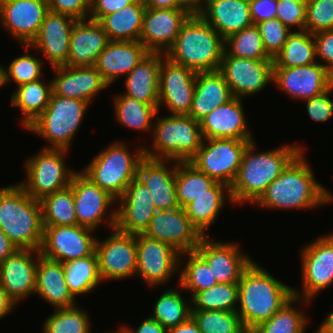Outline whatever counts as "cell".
Instances as JSON below:
<instances>
[{
	"label": "cell",
	"instance_id": "cell-1",
	"mask_svg": "<svg viewBox=\"0 0 333 333\" xmlns=\"http://www.w3.org/2000/svg\"><path fill=\"white\" fill-rule=\"evenodd\" d=\"M302 150L254 203L270 209H313L333 202L332 192L315 179Z\"/></svg>",
	"mask_w": 333,
	"mask_h": 333
},
{
	"label": "cell",
	"instance_id": "cell-2",
	"mask_svg": "<svg viewBox=\"0 0 333 333\" xmlns=\"http://www.w3.org/2000/svg\"><path fill=\"white\" fill-rule=\"evenodd\" d=\"M293 297V287L276 279L254 259L242 272L238 282L237 313L245 330L270 319Z\"/></svg>",
	"mask_w": 333,
	"mask_h": 333
},
{
	"label": "cell",
	"instance_id": "cell-3",
	"mask_svg": "<svg viewBox=\"0 0 333 333\" xmlns=\"http://www.w3.org/2000/svg\"><path fill=\"white\" fill-rule=\"evenodd\" d=\"M256 147L254 140L249 142L237 176L230 186L232 203L235 205L247 202L254 204L287 165L302 150L305 151L299 144H285L264 152H257Z\"/></svg>",
	"mask_w": 333,
	"mask_h": 333
},
{
	"label": "cell",
	"instance_id": "cell-4",
	"mask_svg": "<svg viewBox=\"0 0 333 333\" xmlns=\"http://www.w3.org/2000/svg\"><path fill=\"white\" fill-rule=\"evenodd\" d=\"M0 229L17 249L40 250L42 246L41 202L18 183L0 188Z\"/></svg>",
	"mask_w": 333,
	"mask_h": 333
},
{
	"label": "cell",
	"instance_id": "cell-5",
	"mask_svg": "<svg viewBox=\"0 0 333 333\" xmlns=\"http://www.w3.org/2000/svg\"><path fill=\"white\" fill-rule=\"evenodd\" d=\"M225 39L199 14L183 23L165 56L195 72L217 71L225 51Z\"/></svg>",
	"mask_w": 333,
	"mask_h": 333
},
{
	"label": "cell",
	"instance_id": "cell-6",
	"mask_svg": "<svg viewBox=\"0 0 333 333\" xmlns=\"http://www.w3.org/2000/svg\"><path fill=\"white\" fill-rule=\"evenodd\" d=\"M151 147L144 155L156 160L189 162L202 145L200 122L189 115H169L153 119Z\"/></svg>",
	"mask_w": 333,
	"mask_h": 333
},
{
	"label": "cell",
	"instance_id": "cell-7",
	"mask_svg": "<svg viewBox=\"0 0 333 333\" xmlns=\"http://www.w3.org/2000/svg\"><path fill=\"white\" fill-rule=\"evenodd\" d=\"M144 147L130 152L124 142L115 141L101 150L82 172L118 200L137 177L138 165L145 157Z\"/></svg>",
	"mask_w": 333,
	"mask_h": 333
},
{
	"label": "cell",
	"instance_id": "cell-8",
	"mask_svg": "<svg viewBox=\"0 0 333 333\" xmlns=\"http://www.w3.org/2000/svg\"><path fill=\"white\" fill-rule=\"evenodd\" d=\"M88 106H90L88 102L52 93L46 109L26 130L48 141L50 145L44 146L43 149L69 150Z\"/></svg>",
	"mask_w": 333,
	"mask_h": 333
},
{
	"label": "cell",
	"instance_id": "cell-9",
	"mask_svg": "<svg viewBox=\"0 0 333 333\" xmlns=\"http://www.w3.org/2000/svg\"><path fill=\"white\" fill-rule=\"evenodd\" d=\"M65 149H40L36 155L25 160L26 180L17 182L35 200H42L70 185L76 172L66 165Z\"/></svg>",
	"mask_w": 333,
	"mask_h": 333
},
{
	"label": "cell",
	"instance_id": "cell-10",
	"mask_svg": "<svg viewBox=\"0 0 333 333\" xmlns=\"http://www.w3.org/2000/svg\"><path fill=\"white\" fill-rule=\"evenodd\" d=\"M250 141L253 140L203 138L197 154L189 162L216 182L230 187L237 176L243 152Z\"/></svg>",
	"mask_w": 333,
	"mask_h": 333
},
{
	"label": "cell",
	"instance_id": "cell-11",
	"mask_svg": "<svg viewBox=\"0 0 333 333\" xmlns=\"http://www.w3.org/2000/svg\"><path fill=\"white\" fill-rule=\"evenodd\" d=\"M302 292L293 296L311 301L333 284V234L317 237L301 249Z\"/></svg>",
	"mask_w": 333,
	"mask_h": 333
},
{
	"label": "cell",
	"instance_id": "cell-12",
	"mask_svg": "<svg viewBox=\"0 0 333 333\" xmlns=\"http://www.w3.org/2000/svg\"><path fill=\"white\" fill-rule=\"evenodd\" d=\"M70 186L73 190L77 225L96 230L104 221L109 229L115 228L116 209L107 211L113 204L117 205L114 197L81 171L74 173Z\"/></svg>",
	"mask_w": 333,
	"mask_h": 333
},
{
	"label": "cell",
	"instance_id": "cell-13",
	"mask_svg": "<svg viewBox=\"0 0 333 333\" xmlns=\"http://www.w3.org/2000/svg\"><path fill=\"white\" fill-rule=\"evenodd\" d=\"M111 235L96 241L98 270L102 281L122 280L136 276L137 245L134 234L110 229Z\"/></svg>",
	"mask_w": 333,
	"mask_h": 333
},
{
	"label": "cell",
	"instance_id": "cell-14",
	"mask_svg": "<svg viewBox=\"0 0 333 333\" xmlns=\"http://www.w3.org/2000/svg\"><path fill=\"white\" fill-rule=\"evenodd\" d=\"M137 245V275L149 287L165 284L181 269L180 255L175 248L143 233L135 234Z\"/></svg>",
	"mask_w": 333,
	"mask_h": 333
},
{
	"label": "cell",
	"instance_id": "cell-15",
	"mask_svg": "<svg viewBox=\"0 0 333 333\" xmlns=\"http://www.w3.org/2000/svg\"><path fill=\"white\" fill-rule=\"evenodd\" d=\"M43 228L40 253L44 258L64 264L95 253L97 238L93 229L77 224Z\"/></svg>",
	"mask_w": 333,
	"mask_h": 333
},
{
	"label": "cell",
	"instance_id": "cell-16",
	"mask_svg": "<svg viewBox=\"0 0 333 333\" xmlns=\"http://www.w3.org/2000/svg\"><path fill=\"white\" fill-rule=\"evenodd\" d=\"M218 71L232 96L240 99L264 91L273 82V60L237 58L224 51Z\"/></svg>",
	"mask_w": 333,
	"mask_h": 333
},
{
	"label": "cell",
	"instance_id": "cell-17",
	"mask_svg": "<svg viewBox=\"0 0 333 333\" xmlns=\"http://www.w3.org/2000/svg\"><path fill=\"white\" fill-rule=\"evenodd\" d=\"M194 70L162 57L159 79V109L164 105L171 115H188L195 92Z\"/></svg>",
	"mask_w": 333,
	"mask_h": 333
},
{
	"label": "cell",
	"instance_id": "cell-18",
	"mask_svg": "<svg viewBox=\"0 0 333 333\" xmlns=\"http://www.w3.org/2000/svg\"><path fill=\"white\" fill-rule=\"evenodd\" d=\"M143 234L171 245L181 254L194 251L204 237L182 207L157 210Z\"/></svg>",
	"mask_w": 333,
	"mask_h": 333
},
{
	"label": "cell",
	"instance_id": "cell-19",
	"mask_svg": "<svg viewBox=\"0 0 333 333\" xmlns=\"http://www.w3.org/2000/svg\"><path fill=\"white\" fill-rule=\"evenodd\" d=\"M48 12L47 0H0V25L20 45H30Z\"/></svg>",
	"mask_w": 333,
	"mask_h": 333
},
{
	"label": "cell",
	"instance_id": "cell-20",
	"mask_svg": "<svg viewBox=\"0 0 333 333\" xmlns=\"http://www.w3.org/2000/svg\"><path fill=\"white\" fill-rule=\"evenodd\" d=\"M273 84L291 98L306 100L333 86V75L319 62L298 67H273Z\"/></svg>",
	"mask_w": 333,
	"mask_h": 333
},
{
	"label": "cell",
	"instance_id": "cell-21",
	"mask_svg": "<svg viewBox=\"0 0 333 333\" xmlns=\"http://www.w3.org/2000/svg\"><path fill=\"white\" fill-rule=\"evenodd\" d=\"M194 251L211 268L217 283H238L242 272L253 261L248 253L240 250V244L213 242L210 235L204 236Z\"/></svg>",
	"mask_w": 333,
	"mask_h": 333
},
{
	"label": "cell",
	"instance_id": "cell-22",
	"mask_svg": "<svg viewBox=\"0 0 333 333\" xmlns=\"http://www.w3.org/2000/svg\"><path fill=\"white\" fill-rule=\"evenodd\" d=\"M191 13L185 8L146 7L140 42L150 52L166 53L177 39L183 23Z\"/></svg>",
	"mask_w": 333,
	"mask_h": 333
},
{
	"label": "cell",
	"instance_id": "cell-23",
	"mask_svg": "<svg viewBox=\"0 0 333 333\" xmlns=\"http://www.w3.org/2000/svg\"><path fill=\"white\" fill-rule=\"evenodd\" d=\"M117 202L115 227L129 234L144 233L157 211L145 184L135 177Z\"/></svg>",
	"mask_w": 333,
	"mask_h": 333
},
{
	"label": "cell",
	"instance_id": "cell-24",
	"mask_svg": "<svg viewBox=\"0 0 333 333\" xmlns=\"http://www.w3.org/2000/svg\"><path fill=\"white\" fill-rule=\"evenodd\" d=\"M76 19L49 11L41 24L37 37L30 45H21L26 50L37 49L46 57L51 67L67 66L69 43Z\"/></svg>",
	"mask_w": 333,
	"mask_h": 333
},
{
	"label": "cell",
	"instance_id": "cell-25",
	"mask_svg": "<svg viewBox=\"0 0 333 333\" xmlns=\"http://www.w3.org/2000/svg\"><path fill=\"white\" fill-rule=\"evenodd\" d=\"M40 256V250L17 249L0 264L1 285L17 305L21 300L35 294Z\"/></svg>",
	"mask_w": 333,
	"mask_h": 333
},
{
	"label": "cell",
	"instance_id": "cell-26",
	"mask_svg": "<svg viewBox=\"0 0 333 333\" xmlns=\"http://www.w3.org/2000/svg\"><path fill=\"white\" fill-rule=\"evenodd\" d=\"M53 71L56 75L51 80L53 94L64 98L91 104L94 96L110 87L95 66H60Z\"/></svg>",
	"mask_w": 333,
	"mask_h": 333
},
{
	"label": "cell",
	"instance_id": "cell-27",
	"mask_svg": "<svg viewBox=\"0 0 333 333\" xmlns=\"http://www.w3.org/2000/svg\"><path fill=\"white\" fill-rule=\"evenodd\" d=\"M169 162H173V164L169 165ZM137 178L150 191L157 210L180 207L175 185L176 161L144 157L138 165Z\"/></svg>",
	"mask_w": 333,
	"mask_h": 333
},
{
	"label": "cell",
	"instance_id": "cell-28",
	"mask_svg": "<svg viewBox=\"0 0 333 333\" xmlns=\"http://www.w3.org/2000/svg\"><path fill=\"white\" fill-rule=\"evenodd\" d=\"M245 116L242 99L233 97L199 121L202 136L205 139L255 140Z\"/></svg>",
	"mask_w": 333,
	"mask_h": 333
},
{
	"label": "cell",
	"instance_id": "cell-29",
	"mask_svg": "<svg viewBox=\"0 0 333 333\" xmlns=\"http://www.w3.org/2000/svg\"><path fill=\"white\" fill-rule=\"evenodd\" d=\"M110 42L102 25L92 19L76 20L70 35L67 66H95Z\"/></svg>",
	"mask_w": 333,
	"mask_h": 333
},
{
	"label": "cell",
	"instance_id": "cell-30",
	"mask_svg": "<svg viewBox=\"0 0 333 333\" xmlns=\"http://www.w3.org/2000/svg\"><path fill=\"white\" fill-rule=\"evenodd\" d=\"M149 53L140 41H110L95 67L110 86L122 75L127 76Z\"/></svg>",
	"mask_w": 333,
	"mask_h": 333
},
{
	"label": "cell",
	"instance_id": "cell-31",
	"mask_svg": "<svg viewBox=\"0 0 333 333\" xmlns=\"http://www.w3.org/2000/svg\"><path fill=\"white\" fill-rule=\"evenodd\" d=\"M199 15L224 39L253 24L249 0H208Z\"/></svg>",
	"mask_w": 333,
	"mask_h": 333
},
{
	"label": "cell",
	"instance_id": "cell-32",
	"mask_svg": "<svg viewBox=\"0 0 333 333\" xmlns=\"http://www.w3.org/2000/svg\"><path fill=\"white\" fill-rule=\"evenodd\" d=\"M165 53L150 52L126 76L125 96L137 99L159 109L160 65Z\"/></svg>",
	"mask_w": 333,
	"mask_h": 333
},
{
	"label": "cell",
	"instance_id": "cell-33",
	"mask_svg": "<svg viewBox=\"0 0 333 333\" xmlns=\"http://www.w3.org/2000/svg\"><path fill=\"white\" fill-rule=\"evenodd\" d=\"M35 294L51 304L55 309L76 306V299L66 284L64 264L39 257L36 273Z\"/></svg>",
	"mask_w": 333,
	"mask_h": 333
},
{
	"label": "cell",
	"instance_id": "cell-34",
	"mask_svg": "<svg viewBox=\"0 0 333 333\" xmlns=\"http://www.w3.org/2000/svg\"><path fill=\"white\" fill-rule=\"evenodd\" d=\"M233 98L223 75L217 71L197 72L189 116L200 121Z\"/></svg>",
	"mask_w": 333,
	"mask_h": 333
},
{
	"label": "cell",
	"instance_id": "cell-35",
	"mask_svg": "<svg viewBox=\"0 0 333 333\" xmlns=\"http://www.w3.org/2000/svg\"><path fill=\"white\" fill-rule=\"evenodd\" d=\"M225 199L233 204L230 187L216 182L210 188V194H202L184 207L188 218L203 236H209L206 231L222 212L221 210L225 206L224 203L227 202Z\"/></svg>",
	"mask_w": 333,
	"mask_h": 333
},
{
	"label": "cell",
	"instance_id": "cell-36",
	"mask_svg": "<svg viewBox=\"0 0 333 333\" xmlns=\"http://www.w3.org/2000/svg\"><path fill=\"white\" fill-rule=\"evenodd\" d=\"M146 6L142 0L103 16L102 25L110 41H139Z\"/></svg>",
	"mask_w": 333,
	"mask_h": 333
},
{
	"label": "cell",
	"instance_id": "cell-37",
	"mask_svg": "<svg viewBox=\"0 0 333 333\" xmlns=\"http://www.w3.org/2000/svg\"><path fill=\"white\" fill-rule=\"evenodd\" d=\"M43 81L39 79L19 85L11 94L10 104L19 108L24 129L43 113L50 101L52 81L47 84Z\"/></svg>",
	"mask_w": 333,
	"mask_h": 333
},
{
	"label": "cell",
	"instance_id": "cell-38",
	"mask_svg": "<svg viewBox=\"0 0 333 333\" xmlns=\"http://www.w3.org/2000/svg\"><path fill=\"white\" fill-rule=\"evenodd\" d=\"M318 62L314 37L307 30H292L273 59V67H298Z\"/></svg>",
	"mask_w": 333,
	"mask_h": 333
},
{
	"label": "cell",
	"instance_id": "cell-39",
	"mask_svg": "<svg viewBox=\"0 0 333 333\" xmlns=\"http://www.w3.org/2000/svg\"><path fill=\"white\" fill-rule=\"evenodd\" d=\"M115 101L114 117L117 122L127 127L140 132H149L153 130L152 119L157 117L159 111L154 105L147 104L137 99L125 96L124 94L116 95L113 98Z\"/></svg>",
	"mask_w": 333,
	"mask_h": 333
},
{
	"label": "cell",
	"instance_id": "cell-40",
	"mask_svg": "<svg viewBox=\"0 0 333 333\" xmlns=\"http://www.w3.org/2000/svg\"><path fill=\"white\" fill-rule=\"evenodd\" d=\"M298 302L309 304V300L293 296L270 319L262 322L250 333H306L308 316L294 305ZM302 311V312H301Z\"/></svg>",
	"mask_w": 333,
	"mask_h": 333
},
{
	"label": "cell",
	"instance_id": "cell-41",
	"mask_svg": "<svg viewBox=\"0 0 333 333\" xmlns=\"http://www.w3.org/2000/svg\"><path fill=\"white\" fill-rule=\"evenodd\" d=\"M216 181L199 171L190 162L176 161V194L180 207L184 208L196 197L210 194V188Z\"/></svg>",
	"mask_w": 333,
	"mask_h": 333
},
{
	"label": "cell",
	"instance_id": "cell-42",
	"mask_svg": "<svg viewBox=\"0 0 333 333\" xmlns=\"http://www.w3.org/2000/svg\"><path fill=\"white\" fill-rule=\"evenodd\" d=\"M64 276L69 291L75 298L91 293L102 283L96 253L64 263Z\"/></svg>",
	"mask_w": 333,
	"mask_h": 333
},
{
	"label": "cell",
	"instance_id": "cell-43",
	"mask_svg": "<svg viewBox=\"0 0 333 333\" xmlns=\"http://www.w3.org/2000/svg\"><path fill=\"white\" fill-rule=\"evenodd\" d=\"M189 299L186 301L177 289L168 288L157 298L150 317L167 330L183 324L192 317V300Z\"/></svg>",
	"mask_w": 333,
	"mask_h": 333
},
{
	"label": "cell",
	"instance_id": "cell-44",
	"mask_svg": "<svg viewBox=\"0 0 333 333\" xmlns=\"http://www.w3.org/2000/svg\"><path fill=\"white\" fill-rule=\"evenodd\" d=\"M41 202L43 226L76 225L77 217L72 187L58 190Z\"/></svg>",
	"mask_w": 333,
	"mask_h": 333
},
{
	"label": "cell",
	"instance_id": "cell-45",
	"mask_svg": "<svg viewBox=\"0 0 333 333\" xmlns=\"http://www.w3.org/2000/svg\"><path fill=\"white\" fill-rule=\"evenodd\" d=\"M186 254V255H185ZM188 255V256H187ZM184 256L188 260L179 273L178 286L191 292V299L199 292L217 284L215 276L207 263L195 252L189 251L180 255V267Z\"/></svg>",
	"mask_w": 333,
	"mask_h": 333
},
{
	"label": "cell",
	"instance_id": "cell-46",
	"mask_svg": "<svg viewBox=\"0 0 333 333\" xmlns=\"http://www.w3.org/2000/svg\"><path fill=\"white\" fill-rule=\"evenodd\" d=\"M225 52L237 58L253 60H273L264 48L263 40L256 24L236 32L225 39Z\"/></svg>",
	"mask_w": 333,
	"mask_h": 333
},
{
	"label": "cell",
	"instance_id": "cell-47",
	"mask_svg": "<svg viewBox=\"0 0 333 333\" xmlns=\"http://www.w3.org/2000/svg\"><path fill=\"white\" fill-rule=\"evenodd\" d=\"M191 300L192 310L237 311L238 283H217L199 291Z\"/></svg>",
	"mask_w": 333,
	"mask_h": 333
},
{
	"label": "cell",
	"instance_id": "cell-48",
	"mask_svg": "<svg viewBox=\"0 0 333 333\" xmlns=\"http://www.w3.org/2000/svg\"><path fill=\"white\" fill-rule=\"evenodd\" d=\"M89 314L78 308L55 309L42 326V333H91Z\"/></svg>",
	"mask_w": 333,
	"mask_h": 333
},
{
	"label": "cell",
	"instance_id": "cell-49",
	"mask_svg": "<svg viewBox=\"0 0 333 333\" xmlns=\"http://www.w3.org/2000/svg\"><path fill=\"white\" fill-rule=\"evenodd\" d=\"M202 333H248L236 311L192 310Z\"/></svg>",
	"mask_w": 333,
	"mask_h": 333
},
{
	"label": "cell",
	"instance_id": "cell-50",
	"mask_svg": "<svg viewBox=\"0 0 333 333\" xmlns=\"http://www.w3.org/2000/svg\"><path fill=\"white\" fill-rule=\"evenodd\" d=\"M43 62L28 52L17 56L7 68L2 66L3 87L14 81L19 85L42 79Z\"/></svg>",
	"mask_w": 333,
	"mask_h": 333
},
{
	"label": "cell",
	"instance_id": "cell-51",
	"mask_svg": "<svg viewBox=\"0 0 333 333\" xmlns=\"http://www.w3.org/2000/svg\"><path fill=\"white\" fill-rule=\"evenodd\" d=\"M304 29L312 35L333 29V0H312L307 3Z\"/></svg>",
	"mask_w": 333,
	"mask_h": 333
},
{
	"label": "cell",
	"instance_id": "cell-52",
	"mask_svg": "<svg viewBox=\"0 0 333 333\" xmlns=\"http://www.w3.org/2000/svg\"><path fill=\"white\" fill-rule=\"evenodd\" d=\"M256 26L261 34L267 55L274 59L285 45L291 31L277 18L257 23Z\"/></svg>",
	"mask_w": 333,
	"mask_h": 333
},
{
	"label": "cell",
	"instance_id": "cell-53",
	"mask_svg": "<svg viewBox=\"0 0 333 333\" xmlns=\"http://www.w3.org/2000/svg\"><path fill=\"white\" fill-rule=\"evenodd\" d=\"M276 18L290 31L291 27L304 30L306 21V3L299 0H277Z\"/></svg>",
	"mask_w": 333,
	"mask_h": 333
},
{
	"label": "cell",
	"instance_id": "cell-54",
	"mask_svg": "<svg viewBox=\"0 0 333 333\" xmlns=\"http://www.w3.org/2000/svg\"><path fill=\"white\" fill-rule=\"evenodd\" d=\"M332 92L333 86L324 93L303 101L307 105V114L311 120L323 123L333 117V100L330 98Z\"/></svg>",
	"mask_w": 333,
	"mask_h": 333
},
{
	"label": "cell",
	"instance_id": "cell-55",
	"mask_svg": "<svg viewBox=\"0 0 333 333\" xmlns=\"http://www.w3.org/2000/svg\"><path fill=\"white\" fill-rule=\"evenodd\" d=\"M49 11L65 14L76 20L89 18L90 0H47Z\"/></svg>",
	"mask_w": 333,
	"mask_h": 333
},
{
	"label": "cell",
	"instance_id": "cell-56",
	"mask_svg": "<svg viewBox=\"0 0 333 333\" xmlns=\"http://www.w3.org/2000/svg\"><path fill=\"white\" fill-rule=\"evenodd\" d=\"M316 45V59L333 75V29L313 35ZM325 62V63H324Z\"/></svg>",
	"mask_w": 333,
	"mask_h": 333
},
{
	"label": "cell",
	"instance_id": "cell-57",
	"mask_svg": "<svg viewBox=\"0 0 333 333\" xmlns=\"http://www.w3.org/2000/svg\"><path fill=\"white\" fill-rule=\"evenodd\" d=\"M136 0H90L89 19L99 21L103 16L121 10Z\"/></svg>",
	"mask_w": 333,
	"mask_h": 333
},
{
	"label": "cell",
	"instance_id": "cell-58",
	"mask_svg": "<svg viewBox=\"0 0 333 333\" xmlns=\"http://www.w3.org/2000/svg\"><path fill=\"white\" fill-rule=\"evenodd\" d=\"M252 23L276 18L277 0H249Z\"/></svg>",
	"mask_w": 333,
	"mask_h": 333
},
{
	"label": "cell",
	"instance_id": "cell-59",
	"mask_svg": "<svg viewBox=\"0 0 333 333\" xmlns=\"http://www.w3.org/2000/svg\"><path fill=\"white\" fill-rule=\"evenodd\" d=\"M121 328L123 333H167V329L150 316L145 318L136 330L124 325Z\"/></svg>",
	"mask_w": 333,
	"mask_h": 333
},
{
	"label": "cell",
	"instance_id": "cell-60",
	"mask_svg": "<svg viewBox=\"0 0 333 333\" xmlns=\"http://www.w3.org/2000/svg\"><path fill=\"white\" fill-rule=\"evenodd\" d=\"M16 305V302L7 294L0 282V320L13 311Z\"/></svg>",
	"mask_w": 333,
	"mask_h": 333
},
{
	"label": "cell",
	"instance_id": "cell-61",
	"mask_svg": "<svg viewBox=\"0 0 333 333\" xmlns=\"http://www.w3.org/2000/svg\"><path fill=\"white\" fill-rule=\"evenodd\" d=\"M17 247L10 241L6 234L0 229V264L13 254Z\"/></svg>",
	"mask_w": 333,
	"mask_h": 333
},
{
	"label": "cell",
	"instance_id": "cell-62",
	"mask_svg": "<svg viewBox=\"0 0 333 333\" xmlns=\"http://www.w3.org/2000/svg\"><path fill=\"white\" fill-rule=\"evenodd\" d=\"M148 8L169 9V8H184L181 0H142Z\"/></svg>",
	"mask_w": 333,
	"mask_h": 333
},
{
	"label": "cell",
	"instance_id": "cell-63",
	"mask_svg": "<svg viewBox=\"0 0 333 333\" xmlns=\"http://www.w3.org/2000/svg\"><path fill=\"white\" fill-rule=\"evenodd\" d=\"M167 333H202V332L200 331L197 323L191 317L185 323L179 324L176 327L168 329Z\"/></svg>",
	"mask_w": 333,
	"mask_h": 333
},
{
	"label": "cell",
	"instance_id": "cell-64",
	"mask_svg": "<svg viewBox=\"0 0 333 333\" xmlns=\"http://www.w3.org/2000/svg\"><path fill=\"white\" fill-rule=\"evenodd\" d=\"M208 0H181L182 6L191 14H199L207 5Z\"/></svg>",
	"mask_w": 333,
	"mask_h": 333
},
{
	"label": "cell",
	"instance_id": "cell-65",
	"mask_svg": "<svg viewBox=\"0 0 333 333\" xmlns=\"http://www.w3.org/2000/svg\"><path fill=\"white\" fill-rule=\"evenodd\" d=\"M326 333H333V309L319 325Z\"/></svg>",
	"mask_w": 333,
	"mask_h": 333
},
{
	"label": "cell",
	"instance_id": "cell-66",
	"mask_svg": "<svg viewBox=\"0 0 333 333\" xmlns=\"http://www.w3.org/2000/svg\"><path fill=\"white\" fill-rule=\"evenodd\" d=\"M3 87L2 65H0V88Z\"/></svg>",
	"mask_w": 333,
	"mask_h": 333
},
{
	"label": "cell",
	"instance_id": "cell-67",
	"mask_svg": "<svg viewBox=\"0 0 333 333\" xmlns=\"http://www.w3.org/2000/svg\"><path fill=\"white\" fill-rule=\"evenodd\" d=\"M315 333H326L320 326L314 330Z\"/></svg>",
	"mask_w": 333,
	"mask_h": 333
},
{
	"label": "cell",
	"instance_id": "cell-68",
	"mask_svg": "<svg viewBox=\"0 0 333 333\" xmlns=\"http://www.w3.org/2000/svg\"><path fill=\"white\" fill-rule=\"evenodd\" d=\"M107 333H123L122 331V328L120 327L119 330L116 331H110V332H107Z\"/></svg>",
	"mask_w": 333,
	"mask_h": 333
},
{
	"label": "cell",
	"instance_id": "cell-69",
	"mask_svg": "<svg viewBox=\"0 0 333 333\" xmlns=\"http://www.w3.org/2000/svg\"><path fill=\"white\" fill-rule=\"evenodd\" d=\"M299 1H302L307 4V3L311 2L312 0H299Z\"/></svg>",
	"mask_w": 333,
	"mask_h": 333
}]
</instances>
